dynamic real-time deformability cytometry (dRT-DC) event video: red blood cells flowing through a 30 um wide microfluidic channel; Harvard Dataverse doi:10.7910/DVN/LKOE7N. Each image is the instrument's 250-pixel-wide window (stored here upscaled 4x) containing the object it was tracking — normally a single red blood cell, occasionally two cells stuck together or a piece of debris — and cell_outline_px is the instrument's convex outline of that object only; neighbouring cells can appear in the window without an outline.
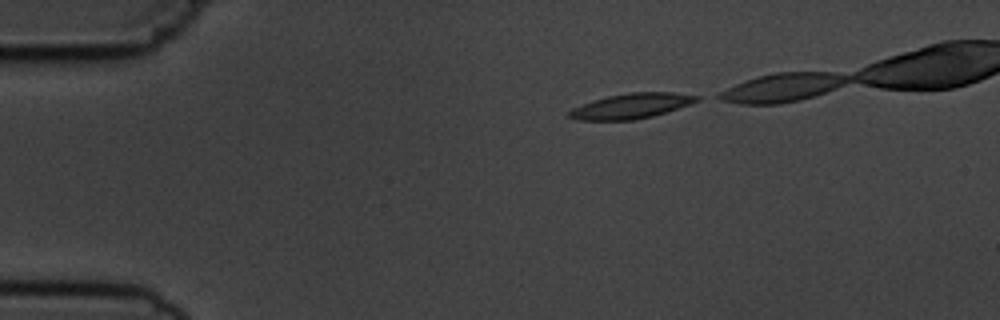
{"species": "common noctule bat (a hibernating species)", "species_latin": "Nyctalus noctula", "temperature_condition": "cold", "stored_images_in_passage": 5, "camera_frame_rate_fps": 3000, "um_per_image_px": 0.085, "animal": {"sex": "male", "body_mass_g": 19.5, "forearm_length_mm": 54.6}, "frame": {"image": 1, "passage_image": 1, "time_ms": 0.0, "image_size_px": [1000, 320], "cell_outline_px": [[700, 100], [652, 116], [632, 120], [576, 120], [568, 116], [568, 112], [572, 108], [592, 100], [608, 96], [628, 92], [672, 92], [700, 96]], "centroid_in_image_um": [53.61, 9.0], "position_along_channel_um": 31.4, "area_um2": 18.5}}